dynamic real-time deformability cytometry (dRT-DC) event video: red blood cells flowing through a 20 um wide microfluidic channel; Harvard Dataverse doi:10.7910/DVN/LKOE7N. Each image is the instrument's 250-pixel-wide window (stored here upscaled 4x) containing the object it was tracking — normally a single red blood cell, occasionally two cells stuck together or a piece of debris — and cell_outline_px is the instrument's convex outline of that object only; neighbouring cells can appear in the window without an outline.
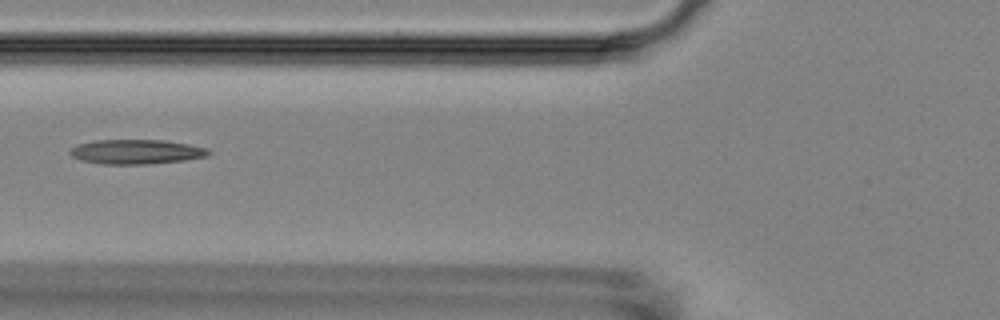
{"species": "Egyptian fruit bat (a non-hibernating species)", "species_latin": "Rousettus aegyptiacus", "temperature_condition": "room temperature", "stored_images_in_passage": 8, "camera_frame_rate_fps": 3000, "um_per_image_px": 0.085, "animal": {"sex": "female"}, "frame": {"image": 1, "passage_image": 4, "time_ms": 3.333, "image_size_px": [1000, 320], "cell_outline_px": [[212, 152], [204, 156], [184, 160], [148, 164], [100, 164], [80, 160], [72, 156], [68, 152], [72, 148], [80, 144], [96, 140], [164, 140], [188, 144], [208, 148]], "centroid_in_image_um": [11.57, 12.9], "position_along_channel_um": 114.2, "area_um2": 19.71}}
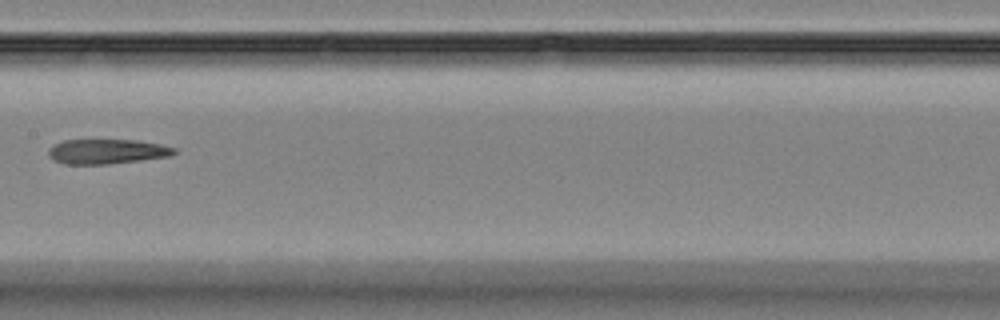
{"frame": {"image": 2, "passage_image": 6, "time_ms": 5.667, "image_size_px": [1000, 320], "cell_outline_px": [[176, 152], [168, 156], [140, 160], [108, 164], [64, 164], [48, 156], [48, 148], [64, 140], [136, 140], [160, 144], [176, 148]], "centroid_in_image_um": [9.07, 12.87], "position_along_channel_um": 198.3, "area_um2": 17.98}}
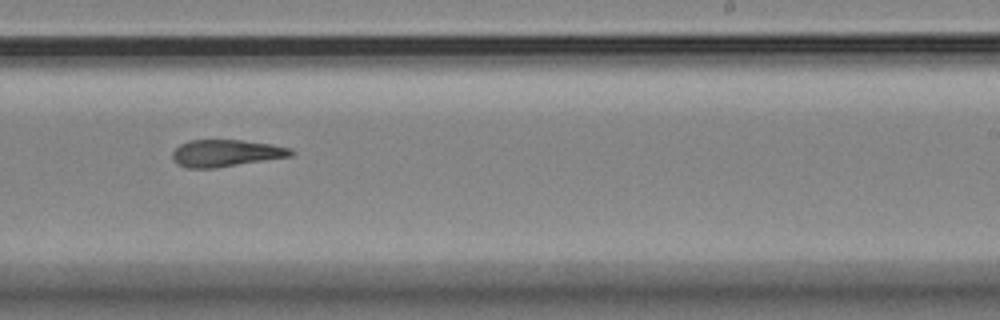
{"frame": {"image": 3, "passage_image": 8, "time_ms": 7.667, "image_size_px": [1000, 320], "cell_outline_px": [[296, 152], [292, 156], [216, 168], [184, 168], [176, 164], [172, 160], [172, 152], [180, 144], [188, 140], [244, 140], [272, 144], [292, 148]], "centroid_in_image_um": [19.2, 13.02], "position_along_channel_um": 269.8, "area_um2": 18.96}}